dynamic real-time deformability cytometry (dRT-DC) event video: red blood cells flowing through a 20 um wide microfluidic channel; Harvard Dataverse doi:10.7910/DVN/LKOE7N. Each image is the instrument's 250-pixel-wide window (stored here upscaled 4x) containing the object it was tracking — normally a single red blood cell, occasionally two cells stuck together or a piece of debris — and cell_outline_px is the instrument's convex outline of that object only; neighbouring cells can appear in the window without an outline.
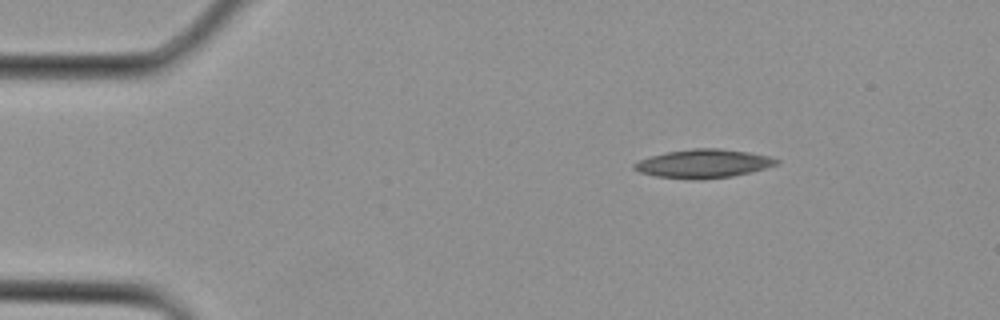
{"species": "Egyptian fruit bat (a non-hibernating species)", "species_latin": "Rousettus aegyptiacus", "temperature_condition": "cold", "stored_images_in_passage": 3, "camera_frame_rate_fps": 3000, "um_per_image_px": 0.085, "animal": {"sex": "female"}, "frame": {"image": 1, "passage_image": 1, "time_ms": 0.0, "image_size_px": [1000, 320], "cell_outline_px": [[780, 164], [752, 172], [732, 176], [696, 180], [656, 176], [640, 172], [632, 168], [632, 164], [640, 160], [652, 156], [668, 152], [692, 148], [716, 148], [748, 152], [768, 156], [780, 160]], "centroid_in_image_um": [59.82, 13.91], "position_along_channel_um": 25.2, "area_um2": 23.64}}